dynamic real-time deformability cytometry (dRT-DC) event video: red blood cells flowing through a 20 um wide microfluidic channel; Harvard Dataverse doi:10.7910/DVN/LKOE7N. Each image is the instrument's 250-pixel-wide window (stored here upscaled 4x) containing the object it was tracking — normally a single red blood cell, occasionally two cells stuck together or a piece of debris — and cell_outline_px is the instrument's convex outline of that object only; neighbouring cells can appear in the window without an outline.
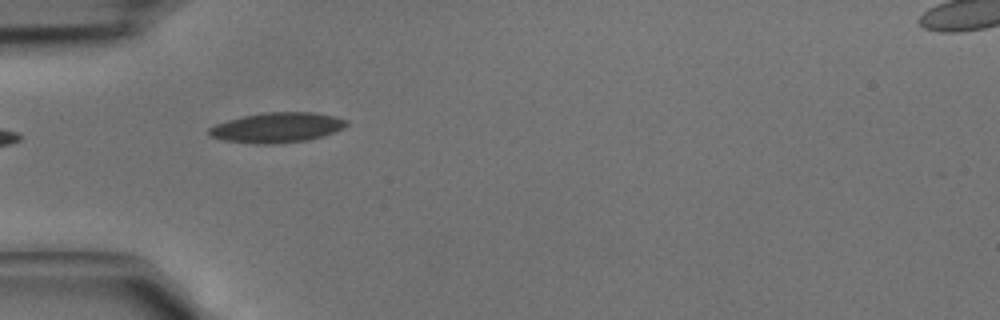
{"species": "common noctule bat (a hibernating species)", "species_latin": "Nyctalus noctula", "temperature_condition": "cold", "stored_images_in_passage": 4, "camera_frame_rate_fps": 3000, "um_per_image_px": 0.085, "animal": {"sex": "male", "body_mass_g": 15.6}, "frame": {"image": 1, "passage_image": 4, "time_ms": 1.0, "image_size_px": [1000, 320], "cell_outline_px": [[348, 124], [344, 128], [324, 136], [308, 140], [272, 144], [256, 144], [224, 140], [208, 136], [208, 128], [216, 124], [228, 120], [244, 116], [264, 112], [312, 112], [336, 116], [348, 120]], "centroid_in_image_um": [23.57, 10.84], "position_along_channel_um": 61.4, "area_um2": 24.22}}